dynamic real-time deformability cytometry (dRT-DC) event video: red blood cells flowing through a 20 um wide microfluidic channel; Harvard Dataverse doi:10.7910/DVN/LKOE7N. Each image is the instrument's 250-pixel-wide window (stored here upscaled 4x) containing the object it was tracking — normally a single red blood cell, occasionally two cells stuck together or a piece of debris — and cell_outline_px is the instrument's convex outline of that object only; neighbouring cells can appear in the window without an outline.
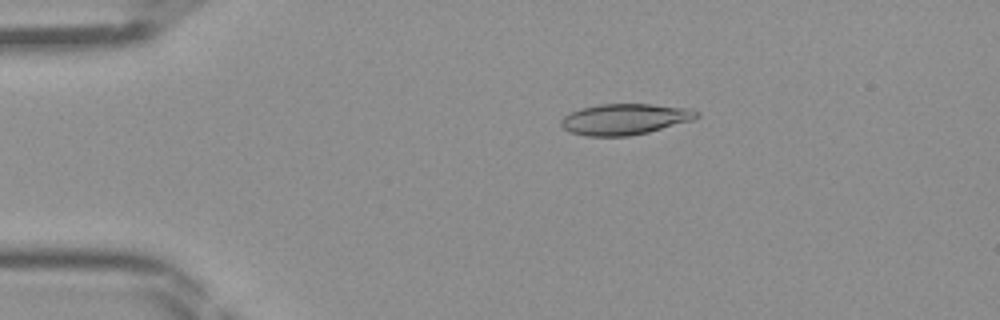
{"species": "Egyptian fruit bat (a non-hibernating species)", "species_latin": "Rousettus aegyptiacus", "temperature_condition": "room temperature", "stored_images_in_passage": 45, "camera_frame_rate_fps": 3000, "um_per_image_px": 0.085, "frame": {"image": 1, "passage_image": 9, "time_ms": 2.667, "image_size_px": [1000, 320], "cell_outline_px": [[700, 116], [692, 120], [648, 132], [628, 136], [584, 136], [572, 132], [564, 128], [560, 124], [560, 120], [564, 116], [580, 108], [600, 104], [652, 104], [688, 108], [700, 112]], "centroid_in_image_um": [53.11, 10.12], "position_along_channel_um": 31.9, "area_um2": 24.39}}
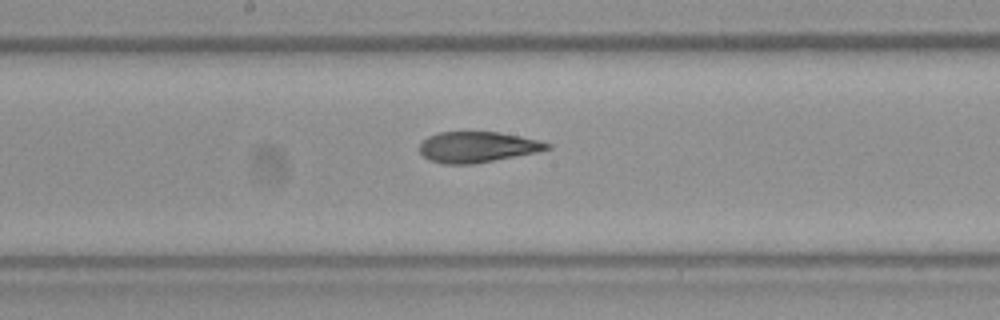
{"frame": {"image": 2, "passage_image": 24, "time_ms": 7.667, "image_size_px": [1000, 320], "cell_outline_px": [[552, 148], [536, 152], [476, 164], [444, 164], [428, 160], [420, 152], [420, 144], [428, 136], [440, 132], [500, 132], [540, 140], [552, 144]], "centroid_in_image_um": [40.6, 12.5], "position_along_channel_um": 207.6, "area_um2": 22.95}}
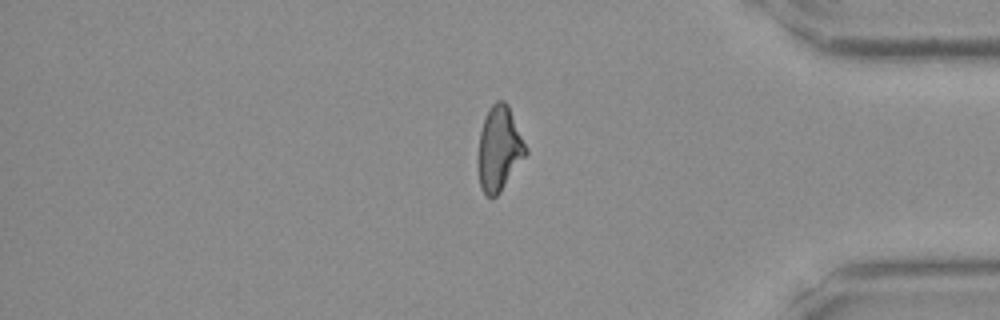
{"frame": {"image": 3, "passage_image": 38, "time_ms": 12.333, "image_size_px": [1000, 320], "cell_outline_px": [[528, 152], [500, 192], [492, 200], [480, 188], [476, 160], [480, 132], [488, 108], [496, 100], [504, 100], [508, 104], [528, 148]], "centroid_in_image_um": [42.41, 12.64], "position_along_channel_um": 392.8, "area_um2": 23.87}}